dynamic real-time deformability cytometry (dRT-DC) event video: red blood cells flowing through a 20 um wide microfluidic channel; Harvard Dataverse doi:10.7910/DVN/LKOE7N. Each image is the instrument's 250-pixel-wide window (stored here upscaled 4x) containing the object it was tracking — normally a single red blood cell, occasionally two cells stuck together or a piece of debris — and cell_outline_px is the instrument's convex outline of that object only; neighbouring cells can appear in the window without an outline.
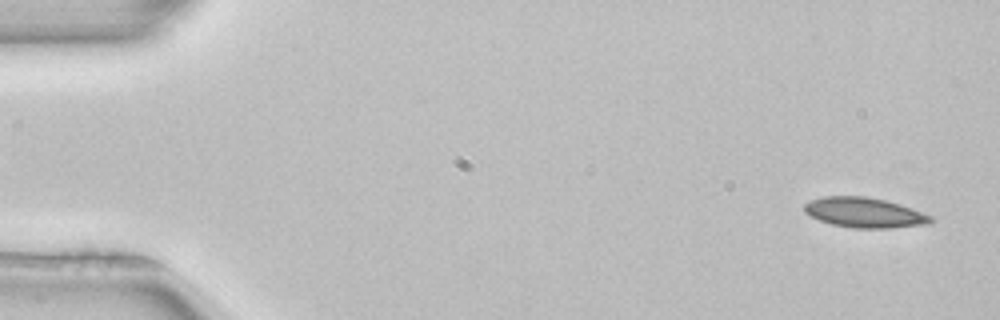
{"species": "common noctule bat (a hibernating species)", "species_latin": "Nyctalus noctula", "temperature_condition": "room temperature", "stored_images_in_passage": 51, "camera_frame_rate_fps": 3000, "um_per_image_px": 0.085, "animal": {"sex": "female", "body_mass_g": 22.7, "forearm_length_mm": 54.2}, "frame": {"image": 1, "passage_image": 2, "time_ms": 0.333, "image_size_px": [1000, 320], "cell_outline_px": [[936, 220], [928, 224], [892, 228], [856, 228], [832, 224], [820, 220], [804, 212], [804, 204], [812, 200], [824, 196], [864, 196], [884, 200], [900, 204], [932, 216]], "centroid_in_image_um": [73.51, 18.07], "position_along_channel_um": 11.5, "area_um2": 22.02}}
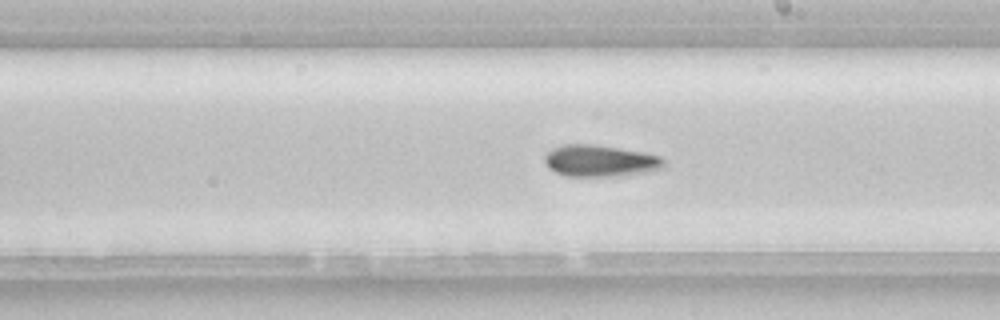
{"frame": {"image": 2, "passage_image": 29, "time_ms": 9.333, "image_size_px": [1000, 320], "cell_outline_px": [[664, 168], [652, 172], [624, 176], [564, 176], [548, 168], [544, 160], [544, 156], [552, 148], [564, 144], [592, 144], [644, 152], [660, 156], [664, 160]], "centroid_in_image_um": [51.04, 13.68], "position_along_channel_um": 238.0, "area_um2": 22.31}}
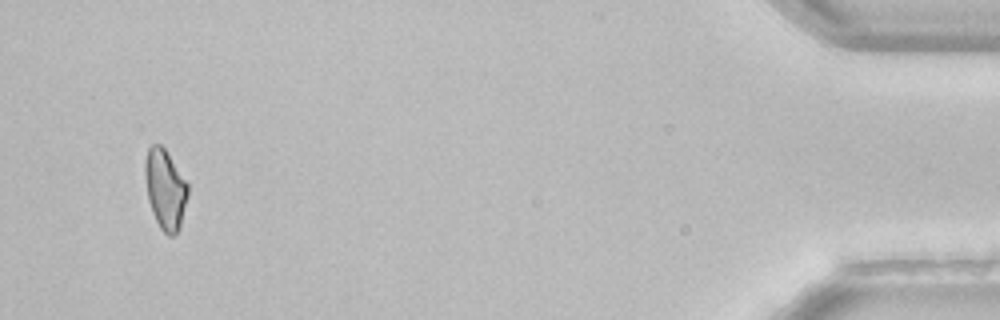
{"frame": {"image": 3, "passage_image": 49, "time_ms": 16.0, "image_size_px": [1000, 320], "cell_outline_px": [[188, 196], [180, 228], [172, 236], [168, 236], [160, 228], [152, 212], [148, 200], [144, 176], [144, 160], [148, 148], [152, 144], [160, 144], [164, 148], [188, 184]], "centroid_in_image_um": [14.03, 16.09], "position_along_channel_um": 421.2, "area_um2": 20.0}, "authors_computed_cell_mechanics": {"area_um2": 21.8484, "velocity_mm_per_s": 3.9716, "shape_relaxation_time_tau1_ms": 9.328, "shape_relaxation_time_tau2_ms": null, "deformation_change_tau1": 0.1453, "deformation_change_tau2": null}}